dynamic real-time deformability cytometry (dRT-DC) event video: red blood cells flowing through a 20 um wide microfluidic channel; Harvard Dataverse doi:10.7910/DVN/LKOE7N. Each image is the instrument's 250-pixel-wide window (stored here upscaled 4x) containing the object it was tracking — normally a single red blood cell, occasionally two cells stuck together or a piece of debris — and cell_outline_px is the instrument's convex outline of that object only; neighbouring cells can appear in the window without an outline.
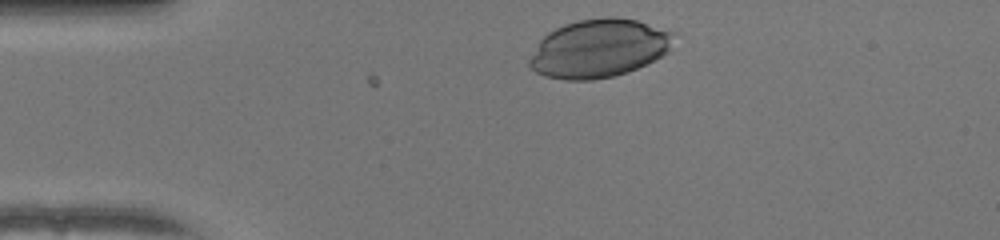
{"species": "human", "species_latin": "Homo sapiens", "temperature_condition": "warm", "stored_images_in_passage": 33, "camera_frame_rate_fps": 3000, "um_per_image_px": 0.085, "donor": {"sex": "female"}, "frame": {"image": 1, "passage_image": 2, "time_ms": 0.333, "image_size_px": [1000, 240], "cell_outline_px": [[676, 32], [668, 52], [636, 68], [612, 76], [592, 80], [564, 80], [544, 76], [536, 72], [528, 64], [528, 60], [540, 40], [548, 32], [564, 24], [580, 20], [604, 16], [616, 16], [636, 20]], "centroid_in_image_um": [50.89, 4.1], "position_along_channel_um": 34.1, "area_um2": 48.9}}
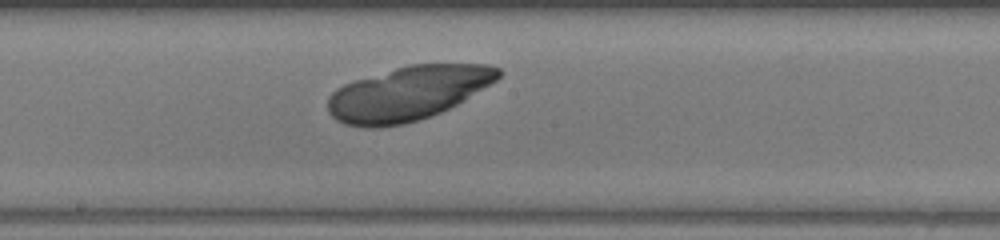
{"frame": {"image": 2, "passage_image": 19, "time_ms": 6.0, "image_size_px": [1000, 240], "cell_outline_px": [[504, 72], [496, 80], [464, 100], [440, 112], [416, 120], [400, 124], [376, 128], [368, 128], [344, 124], [336, 120], [328, 112], [328, 96], [336, 88], [352, 80], [408, 64], [488, 64], [500, 68]], "centroid_in_image_um": [34.64, 7.92], "position_along_channel_um": 213.6, "area_um2": 53.75}}
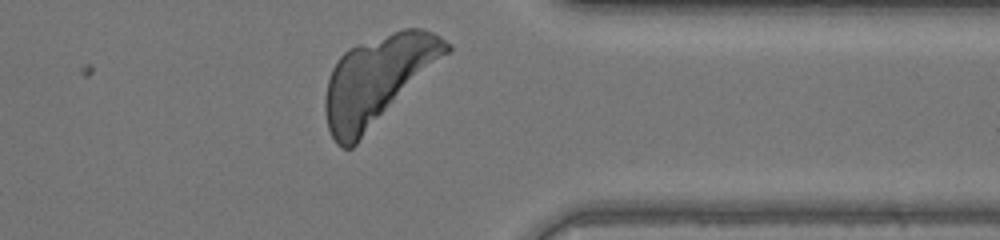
{"frame": {"image": 3, "passage_image": 32, "time_ms": 10.333, "image_size_px": [1000, 240], "cell_outline_px": [[452, 48], [352, 148], [340, 148], [336, 144], [328, 128], [324, 112], [324, 100], [328, 80], [332, 68], [336, 60], [348, 48], [392, 32], [404, 28], [424, 28], [440, 36], [452, 44]], "centroid_in_image_um": [32.06, 6.79], "position_along_channel_um": 379.3, "area_um2": 61.38}}